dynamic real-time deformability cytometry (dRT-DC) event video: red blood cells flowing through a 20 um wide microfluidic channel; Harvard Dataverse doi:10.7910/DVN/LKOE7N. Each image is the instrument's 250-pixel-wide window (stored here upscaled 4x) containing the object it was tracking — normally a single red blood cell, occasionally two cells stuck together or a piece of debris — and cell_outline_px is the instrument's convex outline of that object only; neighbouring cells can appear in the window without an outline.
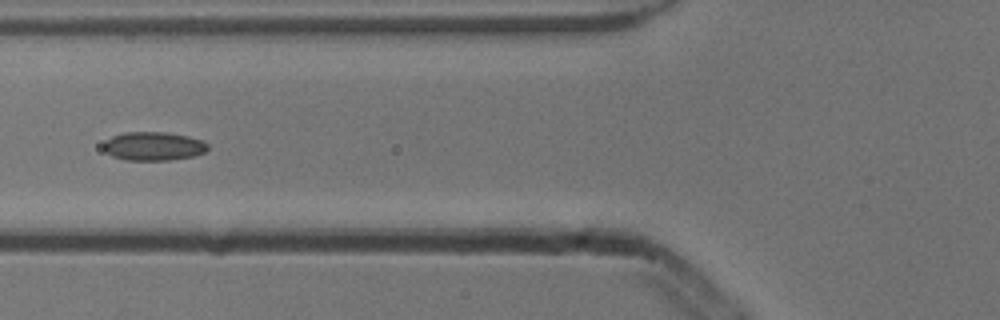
{"species": "common noctule bat (a hibernating species)", "species_latin": "Nyctalus noctula", "temperature_condition": "cold", "stored_images_in_passage": 17, "camera_frame_rate_fps": 3000, "um_per_image_px": 0.085, "animal": {"sex": "male", "body_mass_g": 13.3}, "frame": {"image": 1, "passage_image": 8, "time_ms": 2.333, "image_size_px": [1000, 320], "cell_outline_px": [[208, 148], [204, 152], [192, 156], [168, 160], [128, 160], [112, 156], [104, 148], [104, 144], [112, 136], [124, 132], [164, 132], [188, 136], [200, 140], [208, 144]], "centroid_in_image_um": [13.05, 12.42], "position_along_channel_um": 112.7, "area_um2": 17.11}}